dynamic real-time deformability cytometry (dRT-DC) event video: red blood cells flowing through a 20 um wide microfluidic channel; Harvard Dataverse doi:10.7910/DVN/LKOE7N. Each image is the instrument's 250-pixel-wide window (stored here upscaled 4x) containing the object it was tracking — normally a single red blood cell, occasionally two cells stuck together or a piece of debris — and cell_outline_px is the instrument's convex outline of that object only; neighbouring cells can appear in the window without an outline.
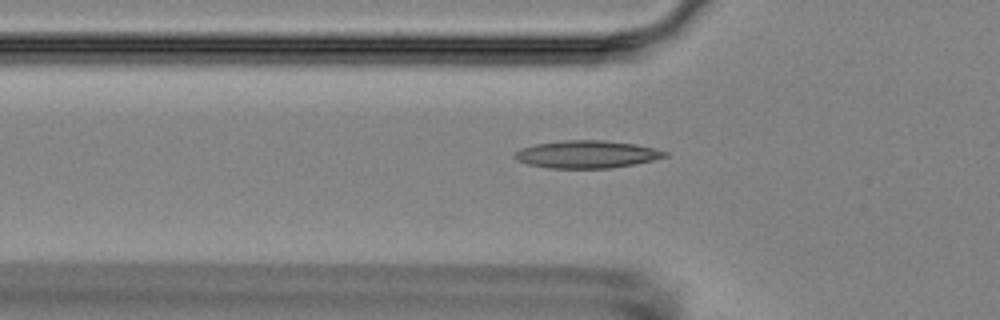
{"species": "Egyptian fruit bat (a non-hibernating species)", "species_latin": "Rousettus aegyptiacus", "temperature_condition": "room temperature", "stored_images_in_passage": 3, "camera_frame_rate_fps": 3000, "um_per_image_px": 0.085, "animal": {"sex": "female"}, "frame": {"image": 1, "passage_image": 3, "time_ms": 3.333, "image_size_px": [1000, 320], "cell_outline_px": [[668, 156], [636, 164], [612, 168], [548, 168], [528, 164], [516, 160], [512, 156], [520, 148], [536, 144], [564, 140], [604, 140], [636, 144], [668, 152]], "centroid_in_image_um": [49.86, 13.12], "position_along_channel_um": 75.9, "area_um2": 24.16}}